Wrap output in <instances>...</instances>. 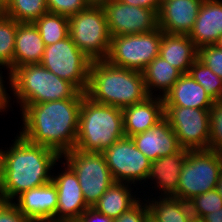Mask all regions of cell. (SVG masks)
<instances>
[{
	"label": "cell",
	"mask_w": 222,
	"mask_h": 222,
	"mask_svg": "<svg viewBox=\"0 0 222 222\" xmlns=\"http://www.w3.org/2000/svg\"><path fill=\"white\" fill-rule=\"evenodd\" d=\"M221 172L222 152L189 150L179 175L176 197L188 202L197 195L214 190Z\"/></svg>",
	"instance_id": "obj_6"
},
{
	"label": "cell",
	"mask_w": 222,
	"mask_h": 222,
	"mask_svg": "<svg viewBox=\"0 0 222 222\" xmlns=\"http://www.w3.org/2000/svg\"><path fill=\"white\" fill-rule=\"evenodd\" d=\"M162 30L111 37L106 61L111 65L142 72L159 55Z\"/></svg>",
	"instance_id": "obj_8"
},
{
	"label": "cell",
	"mask_w": 222,
	"mask_h": 222,
	"mask_svg": "<svg viewBox=\"0 0 222 222\" xmlns=\"http://www.w3.org/2000/svg\"><path fill=\"white\" fill-rule=\"evenodd\" d=\"M69 36L92 61L105 60L111 37L103 7H88L68 17Z\"/></svg>",
	"instance_id": "obj_7"
},
{
	"label": "cell",
	"mask_w": 222,
	"mask_h": 222,
	"mask_svg": "<svg viewBox=\"0 0 222 222\" xmlns=\"http://www.w3.org/2000/svg\"><path fill=\"white\" fill-rule=\"evenodd\" d=\"M189 38L196 45H215L222 37V0H203Z\"/></svg>",
	"instance_id": "obj_20"
},
{
	"label": "cell",
	"mask_w": 222,
	"mask_h": 222,
	"mask_svg": "<svg viewBox=\"0 0 222 222\" xmlns=\"http://www.w3.org/2000/svg\"><path fill=\"white\" fill-rule=\"evenodd\" d=\"M189 150L182 148L179 152L166 155L151 161V166L146 182L151 193L143 191V197L173 196L176 197V190L179 183V175L186 160ZM152 181V182H151ZM149 182V183H148ZM154 184V185H153ZM152 185V186H151ZM151 186V187H150ZM155 192L153 193L152 192ZM155 190V191H154ZM157 191V192H156ZM150 195V196H149Z\"/></svg>",
	"instance_id": "obj_15"
},
{
	"label": "cell",
	"mask_w": 222,
	"mask_h": 222,
	"mask_svg": "<svg viewBox=\"0 0 222 222\" xmlns=\"http://www.w3.org/2000/svg\"><path fill=\"white\" fill-rule=\"evenodd\" d=\"M216 45L222 49V37L218 40V42L216 43Z\"/></svg>",
	"instance_id": "obj_47"
},
{
	"label": "cell",
	"mask_w": 222,
	"mask_h": 222,
	"mask_svg": "<svg viewBox=\"0 0 222 222\" xmlns=\"http://www.w3.org/2000/svg\"><path fill=\"white\" fill-rule=\"evenodd\" d=\"M143 198L147 199L149 213L159 222H190L193 218L189 203L181 198L173 196Z\"/></svg>",
	"instance_id": "obj_26"
},
{
	"label": "cell",
	"mask_w": 222,
	"mask_h": 222,
	"mask_svg": "<svg viewBox=\"0 0 222 222\" xmlns=\"http://www.w3.org/2000/svg\"><path fill=\"white\" fill-rule=\"evenodd\" d=\"M131 138L136 147L151 161L172 155L182 149L174 130L165 118L150 129Z\"/></svg>",
	"instance_id": "obj_18"
},
{
	"label": "cell",
	"mask_w": 222,
	"mask_h": 222,
	"mask_svg": "<svg viewBox=\"0 0 222 222\" xmlns=\"http://www.w3.org/2000/svg\"><path fill=\"white\" fill-rule=\"evenodd\" d=\"M84 92L72 99L28 105L21 113L19 134L35 145L56 151L60 156L75 148L79 113Z\"/></svg>",
	"instance_id": "obj_1"
},
{
	"label": "cell",
	"mask_w": 222,
	"mask_h": 222,
	"mask_svg": "<svg viewBox=\"0 0 222 222\" xmlns=\"http://www.w3.org/2000/svg\"><path fill=\"white\" fill-rule=\"evenodd\" d=\"M58 166H61V168ZM56 168L60 170L53 169L52 174V182L55 184L58 193L54 222H76L79 216L88 208L84 201L78 177L62 158L60 162L56 163Z\"/></svg>",
	"instance_id": "obj_14"
},
{
	"label": "cell",
	"mask_w": 222,
	"mask_h": 222,
	"mask_svg": "<svg viewBox=\"0 0 222 222\" xmlns=\"http://www.w3.org/2000/svg\"><path fill=\"white\" fill-rule=\"evenodd\" d=\"M61 158L76 173L88 207H93L115 182L103 153L84 152L74 148Z\"/></svg>",
	"instance_id": "obj_10"
},
{
	"label": "cell",
	"mask_w": 222,
	"mask_h": 222,
	"mask_svg": "<svg viewBox=\"0 0 222 222\" xmlns=\"http://www.w3.org/2000/svg\"><path fill=\"white\" fill-rule=\"evenodd\" d=\"M45 46L61 41L69 36L68 17L47 12L35 20Z\"/></svg>",
	"instance_id": "obj_27"
},
{
	"label": "cell",
	"mask_w": 222,
	"mask_h": 222,
	"mask_svg": "<svg viewBox=\"0 0 222 222\" xmlns=\"http://www.w3.org/2000/svg\"><path fill=\"white\" fill-rule=\"evenodd\" d=\"M88 7H103L110 0H84Z\"/></svg>",
	"instance_id": "obj_41"
},
{
	"label": "cell",
	"mask_w": 222,
	"mask_h": 222,
	"mask_svg": "<svg viewBox=\"0 0 222 222\" xmlns=\"http://www.w3.org/2000/svg\"><path fill=\"white\" fill-rule=\"evenodd\" d=\"M92 60L80 50L70 36L45 46L41 65L61 79L86 92Z\"/></svg>",
	"instance_id": "obj_9"
},
{
	"label": "cell",
	"mask_w": 222,
	"mask_h": 222,
	"mask_svg": "<svg viewBox=\"0 0 222 222\" xmlns=\"http://www.w3.org/2000/svg\"><path fill=\"white\" fill-rule=\"evenodd\" d=\"M45 44L34 23H18L15 37L13 71L22 65L40 64Z\"/></svg>",
	"instance_id": "obj_22"
},
{
	"label": "cell",
	"mask_w": 222,
	"mask_h": 222,
	"mask_svg": "<svg viewBox=\"0 0 222 222\" xmlns=\"http://www.w3.org/2000/svg\"><path fill=\"white\" fill-rule=\"evenodd\" d=\"M164 118L174 130L182 148L187 150L209 149L210 110L164 106Z\"/></svg>",
	"instance_id": "obj_12"
},
{
	"label": "cell",
	"mask_w": 222,
	"mask_h": 222,
	"mask_svg": "<svg viewBox=\"0 0 222 222\" xmlns=\"http://www.w3.org/2000/svg\"><path fill=\"white\" fill-rule=\"evenodd\" d=\"M142 74L147 94L161 98H164L183 75L180 70L173 67L159 55L146 66Z\"/></svg>",
	"instance_id": "obj_25"
},
{
	"label": "cell",
	"mask_w": 222,
	"mask_h": 222,
	"mask_svg": "<svg viewBox=\"0 0 222 222\" xmlns=\"http://www.w3.org/2000/svg\"><path fill=\"white\" fill-rule=\"evenodd\" d=\"M124 136L122 109L94 102L84 95L75 149L102 153Z\"/></svg>",
	"instance_id": "obj_4"
},
{
	"label": "cell",
	"mask_w": 222,
	"mask_h": 222,
	"mask_svg": "<svg viewBox=\"0 0 222 222\" xmlns=\"http://www.w3.org/2000/svg\"><path fill=\"white\" fill-rule=\"evenodd\" d=\"M164 106L211 110L215 100L188 73L183 74L163 98Z\"/></svg>",
	"instance_id": "obj_21"
},
{
	"label": "cell",
	"mask_w": 222,
	"mask_h": 222,
	"mask_svg": "<svg viewBox=\"0 0 222 222\" xmlns=\"http://www.w3.org/2000/svg\"><path fill=\"white\" fill-rule=\"evenodd\" d=\"M188 203L193 217L202 219L205 215L222 208V197L214 189L193 197Z\"/></svg>",
	"instance_id": "obj_31"
},
{
	"label": "cell",
	"mask_w": 222,
	"mask_h": 222,
	"mask_svg": "<svg viewBox=\"0 0 222 222\" xmlns=\"http://www.w3.org/2000/svg\"><path fill=\"white\" fill-rule=\"evenodd\" d=\"M144 222H159L153 215H151L150 213H148L145 217V221Z\"/></svg>",
	"instance_id": "obj_45"
},
{
	"label": "cell",
	"mask_w": 222,
	"mask_h": 222,
	"mask_svg": "<svg viewBox=\"0 0 222 222\" xmlns=\"http://www.w3.org/2000/svg\"><path fill=\"white\" fill-rule=\"evenodd\" d=\"M0 222H35L24 216L12 201L0 199Z\"/></svg>",
	"instance_id": "obj_37"
},
{
	"label": "cell",
	"mask_w": 222,
	"mask_h": 222,
	"mask_svg": "<svg viewBox=\"0 0 222 222\" xmlns=\"http://www.w3.org/2000/svg\"><path fill=\"white\" fill-rule=\"evenodd\" d=\"M7 16V3L4 0H0V18Z\"/></svg>",
	"instance_id": "obj_43"
},
{
	"label": "cell",
	"mask_w": 222,
	"mask_h": 222,
	"mask_svg": "<svg viewBox=\"0 0 222 222\" xmlns=\"http://www.w3.org/2000/svg\"><path fill=\"white\" fill-rule=\"evenodd\" d=\"M128 5L154 10L157 14L160 10L162 0H119Z\"/></svg>",
	"instance_id": "obj_39"
},
{
	"label": "cell",
	"mask_w": 222,
	"mask_h": 222,
	"mask_svg": "<svg viewBox=\"0 0 222 222\" xmlns=\"http://www.w3.org/2000/svg\"><path fill=\"white\" fill-rule=\"evenodd\" d=\"M190 222H204L203 219L193 217Z\"/></svg>",
	"instance_id": "obj_46"
},
{
	"label": "cell",
	"mask_w": 222,
	"mask_h": 222,
	"mask_svg": "<svg viewBox=\"0 0 222 222\" xmlns=\"http://www.w3.org/2000/svg\"><path fill=\"white\" fill-rule=\"evenodd\" d=\"M76 222H113V219L98 212L93 207H88L78 218Z\"/></svg>",
	"instance_id": "obj_38"
},
{
	"label": "cell",
	"mask_w": 222,
	"mask_h": 222,
	"mask_svg": "<svg viewBox=\"0 0 222 222\" xmlns=\"http://www.w3.org/2000/svg\"><path fill=\"white\" fill-rule=\"evenodd\" d=\"M17 22L10 18H0V62L13 70V57Z\"/></svg>",
	"instance_id": "obj_30"
},
{
	"label": "cell",
	"mask_w": 222,
	"mask_h": 222,
	"mask_svg": "<svg viewBox=\"0 0 222 222\" xmlns=\"http://www.w3.org/2000/svg\"><path fill=\"white\" fill-rule=\"evenodd\" d=\"M103 9L110 37L146 33L158 28V14L152 9L131 6L119 0H110Z\"/></svg>",
	"instance_id": "obj_13"
},
{
	"label": "cell",
	"mask_w": 222,
	"mask_h": 222,
	"mask_svg": "<svg viewBox=\"0 0 222 222\" xmlns=\"http://www.w3.org/2000/svg\"><path fill=\"white\" fill-rule=\"evenodd\" d=\"M57 200V189L51 181L23 192L13 202L24 216L35 222H54Z\"/></svg>",
	"instance_id": "obj_17"
},
{
	"label": "cell",
	"mask_w": 222,
	"mask_h": 222,
	"mask_svg": "<svg viewBox=\"0 0 222 222\" xmlns=\"http://www.w3.org/2000/svg\"><path fill=\"white\" fill-rule=\"evenodd\" d=\"M45 1L48 12L63 15L66 17L73 16L78 12L88 8L84 0H45Z\"/></svg>",
	"instance_id": "obj_34"
},
{
	"label": "cell",
	"mask_w": 222,
	"mask_h": 222,
	"mask_svg": "<svg viewBox=\"0 0 222 222\" xmlns=\"http://www.w3.org/2000/svg\"><path fill=\"white\" fill-rule=\"evenodd\" d=\"M48 12L45 0H9L7 17L18 23H33Z\"/></svg>",
	"instance_id": "obj_28"
},
{
	"label": "cell",
	"mask_w": 222,
	"mask_h": 222,
	"mask_svg": "<svg viewBox=\"0 0 222 222\" xmlns=\"http://www.w3.org/2000/svg\"><path fill=\"white\" fill-rule=\"evenodd\" d=\"M2 68L4 71L6 70L5 72L7 73H3L4 71H2ZM3 74L7 75L4 76ZM10 94L11 96L13 95V70L8 65L0 62V115L1 116L2 114L9 112L8 110L14 111L12 110V108H14L12 107L13 98L10 96Z\"/></svg>",
	"instance_id": "obj_32"
},
{
	"label": "cell",
	"mask_w": 222,
	"mask_h": 222,
	"mask_svg": "<svg viewBox=\"0 0 222 222\" xmlns=\"http://www.w3.org/2000/svg\"><path fill=\"white\" fill-rule=\"evenodd\" d=\"M215 190L220 194L222 197V172L220 173L219 179L217 181V185L215 187Z\"/></svg>",
	"instance_id": "obj_44"
},
{
	"label": "cell",
	"mask_w": 222,
	"mask_h": 222,
	"mask_svg": "<svg viewBox=\"0 0 222 222\" xmlns=\"http://www.w3.org/2000/svg\"><path fill=\"white\" fill-rule=\"evenodd\" d=\"M102 153L115 182L130 183L140 186L139 189L146 187L148 190V185L144 183L149 173L151 160L136 147L131 137L124 136Z\"/></svg>",
	"instance_id": "obj_11"
},
{
	"label": "cell",
	"mask_w": 222,
	"mask_h": 222,
	"mask_svg": "<svg viewBox=\"0 0 222 222\" xmlns=\"http://www.w3.org/2000/svg\"><path fill=\"white\" fill-rule=\"evenodd\" d=\"M159 56L187 74L198 58V48L188 35L167 34L162 31Z\"/></svg>",
	"instance_id": "obj_23"
},
{
	"label": "cell",
	"mask_w": 222,
	"mask_h": 222,
	"mask_svg": "<svg viewBox=\"0 0 222 222\" xmlns=\"http://www.w3.org/2000/svg\"><path fill=\"white\" fill-rule=\"evenodd\" d=\"M202 219L204 222H222V208L205 215Z\"/></svg>",
	"instance_id": "obj_40"
},
{
	"label": "cell",
	"mask_w": 222,
	"mask_h": 222,
	"mask_svg": "<svg viewBox=\"0 0 222 222\" xmlns=\"http://www.w3.org/2000/svg\"><path fill=\"white\" fill-rule=\"evenodd\" d=\"M188 74L215 100H222V79L198 58L189 68Z\"/></svg>",
	"instance_id": "obj_29"
},
{
	"label": "cell",
	"mask_w": 222,
	"mask_h": 222,
	"mask_svg": "<svg viewBox=\"0 0 222 222\" xmlns=\"http://www.w3.org/2000/svg\"><path fill=\"white\" fill-rule=\"evenodd\" d=\"M123 129L127 137L143 133L164 118V101L149 96L143 102L122 108Z\"/></svg>",
	"instance_id": "obj_19"
},
{
	"label": "cell",
	"mask_w": 222,
	"mask_h": 222,
	"mask_svg": "<svg viewBox=\"0 0 222 222\" xmlns=\"http://www.w3.org/2000/svg\"><path fill=\"white\" fill-rule=\"evenodd\" d=\"M3 147V184L0 199L14 201L23 192L52 181L61 156L54 150L25 140L18 132Z\"/></svg>",
	"instance_id": "obj_2"
},
{
	"label": "cell",
	"mask_w": 222,
	"mask_h": 222,
	"mask_svg": "<svg viewBox=\"0 0 222 222\" xmlns=\"http://www.w3.org/2000/svg\"><path fill=\"white\" fill-rule=\"evenodd\" d=\"M85 95L94 102L121 109L149 97L142 72L116 67L106 60L91 62Z\"/></svg>",
	"instance_id": "obj_3"
},
{
	"label": "cell",
	"mask_w": 222,
	"mask_h": 222,
	"mask_svg": "<svg viewBox=\"0 0 222 222\" xmlns=\"http://www.w3.org/2000/svg\"><path fill=\"white\" fill-rule=\"evenodd\" d=\"M138 191L139 188L130 183L114 182L103 193L93 208L111 219L118 218L142 198V196H140L142 194H138L141 193V191Z\"/></svg>",
	"instance_id": "obj_24"
},
{
	"label": "cell",
	"mask_w": 222,
	"mask_h": 222,
	"mask_svg": "<svg viewBox=\"0 0 222 222\" xmlns=\"http://www.w3.org/2000/svg\"><path fill=\"white\" fill-rule=\"evenodd\" d=\"M203 0H162L158 27L167 34L189 35Z\"/></svg>",
	"instance_id": "obj_16"
},
{
	"label": "cell",
	"mask_w": 222,
	"mask_h": 222,
	"mask_svg": "<svg viewBox=\"0 0 222 222\" xmlns=\"http://www.w3.org/2000/svg\"><path fill=\"white\" fill-rule=\"evenodd\" d=\"M198 59L222 79V49L216 44L198 49Z\"/></svg>",
	"instance_id": "obj_35"
},
{
	"label": "cell",
	"mask_w": 222,
	"mask_h": 222,
	"mask_svg": "<svg viewBox=\"0 0 222 222\" xmlns=\"http://www.w3.org/2000/svg\"><path fill=\"white\" fill-rule=\"evenodd\" d=\"M0 191L3 184V147L0 146Z\"/></svg>",
	"instance_id": "obj_42"
},
{
	"label": "cell",
	"mask_w": 222,
	"mask_h": 222,
	"mask_svg": "<svg viewBox=\"0 0 222 222\" xmlns=\"http://www.w3.org/2000/svg\"><path fill=\"white\" fill-rule=\"evenodd\" d=\"M80 91L41 64H26L13 71V105L22 112L28 105L72 99Z\"/></svg>",
	"instance_id": "obj_5"
},
{
	"label": "cell",
	"mask_w": 222,
	"mask_h": 222,
	"mask_svg": "<svg viewBox=\"0 0 222 222\" xmlns=\"http://www.w3.org/2000/svg\"><path fill=\"white\" fill-rule=\"evenodd\" d=\"M209 149L222 152V100L215 101L210 110Z\"/></svg>",
	"instance_id": "obj_33"
},
{
	"label": "cell",
	"mask_w": 222,
	"mask_h": 222,
	"mask_svg": "<svg viewBox=\"0 0 222 222\" xmlns=\"http://www.w3.org/2000/svg\"><path fill=\"white\" fill-rule=\"evenodd\" d=\"M148 213V204L146 199L142 197L133 207L113 219V222H144Z\"/></svg>",
	"instance_id": "obj_36"
}]
</instances>
